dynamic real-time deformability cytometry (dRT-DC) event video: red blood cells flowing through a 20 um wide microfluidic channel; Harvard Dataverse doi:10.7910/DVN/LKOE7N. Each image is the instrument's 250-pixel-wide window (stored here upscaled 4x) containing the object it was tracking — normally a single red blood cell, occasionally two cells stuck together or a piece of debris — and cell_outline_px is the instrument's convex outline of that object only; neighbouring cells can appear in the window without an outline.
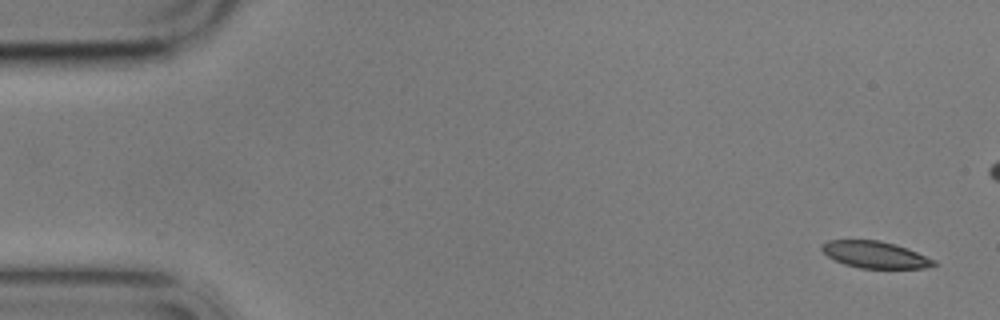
{"species": "common noctule bat (a hibernating species)", "species_latin": "Nyctalus noctula", "temperature_condition": "cold", "stored_images_in_passage": 6, "camera_frame_rate_fps": 3000, "um_per_image_px": 0.085, "animal": {"sex": "male", "body_mass_g": 17.9}, "frame": {"image": 1, "passage_image": 1, "time_ms": 0.0, "image_size_px": [1000, 320], "cell_outline_px": [[940, 264], [924, 268], [860, 268], [844, 264], [828, 256], [820, 248], [820, 244], [828, 240], [880, 240], [896, 244], [908, 248], [936, 260]], "centroid_in_image_um": [74.41, 21.64], "position_along_channel_um": 10.6, "area_um2": 17.63}}
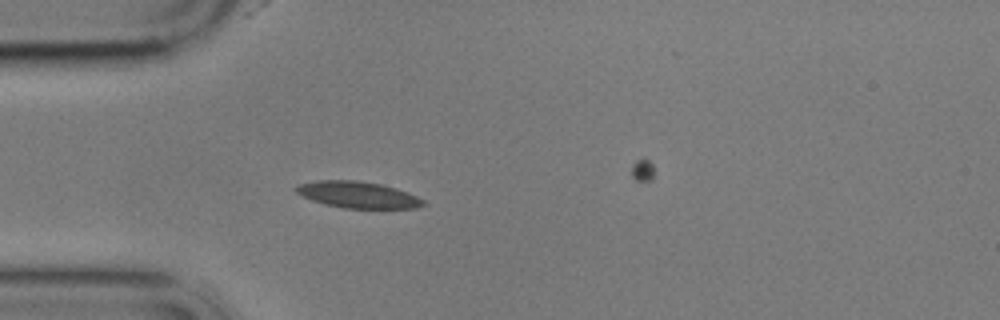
{"frame": {"image": 2, "passage_image": 5, "time_ms": 4.667, "image_size_px": [1000, 320], "cell_outline_px": [[428, 204], [416, 208], [344, 208], [324, 204], [312, 200], [296, 192], [292, 188], [300, 184], [316, 180], [360, 180], [380, 184], [396, 188], [408, 192], [424, 200]], "centroid_in_image_um": [30.43, 16.55], "position_along_channel_um": 54.6, "area_um2": 19.71}}